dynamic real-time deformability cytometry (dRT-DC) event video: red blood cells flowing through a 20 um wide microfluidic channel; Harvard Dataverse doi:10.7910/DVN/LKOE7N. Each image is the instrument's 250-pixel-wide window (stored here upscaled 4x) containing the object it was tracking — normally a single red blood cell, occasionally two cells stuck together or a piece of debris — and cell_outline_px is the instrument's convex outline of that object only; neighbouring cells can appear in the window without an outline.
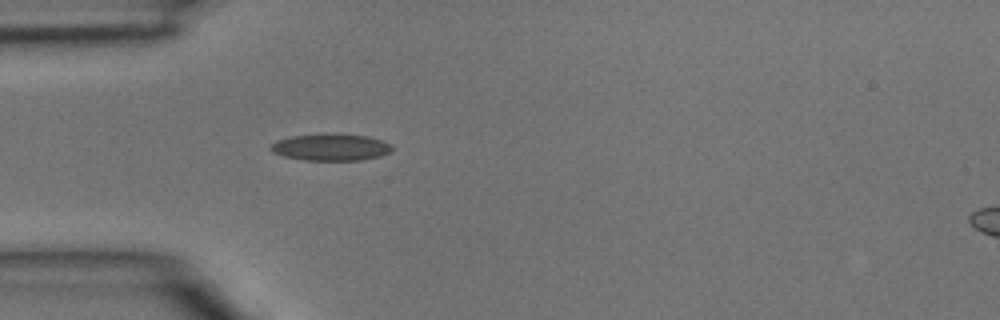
{"species": "common noctule bat (a hibernating species)", "species_latin": "Nyctalus noctula", "temperature_condition": "room temperature", "stored_images_in_passage": 32, "camera_frame_rate_fps": 3000, "um_per_image_px": 0.085, "animal": {"sex": "male", "body_mass_g": 15.6}, "frame": {"image": 1, "passage_image": 1, "time_ms": 0.0, "image_size_px": [1000, 320], "cell_outline_px": [[392, 152], [380, 156], [360, 160], [304, 160], [284, 156], [272, 152], [268, 148], [276, 140], [292, 136], [320, 132], [328, 132], [368, 136], [384, 140], [392, 144]], "centroid_in_image_um": [28.13, 12.48], "position_along_channel_um": 56.9, "area_um2": 19.54}}
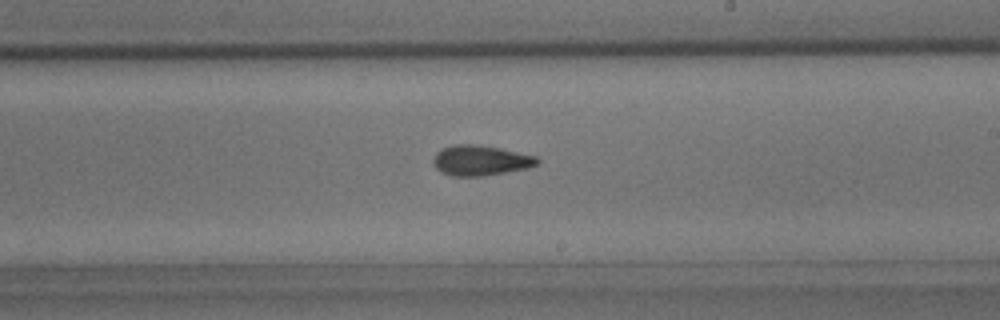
{"frame": {"image": 2, "passage_image": 14, "time_ms": 4.333, "image_size_px": [1000, 320], "cell_outline_px": [[540, 164], [528, 168], [484, 176], [452, 176], [440, 172], [436, 168], [432, 160], [436, 152], [440, 148], [452, 144], [472, 144], [500, 148], [536, 156], [540, 160]], "centroid_in_image_um": [40.83, 13.63], "position_along_channel_um": 248.2, "area_um2": 18.55}}
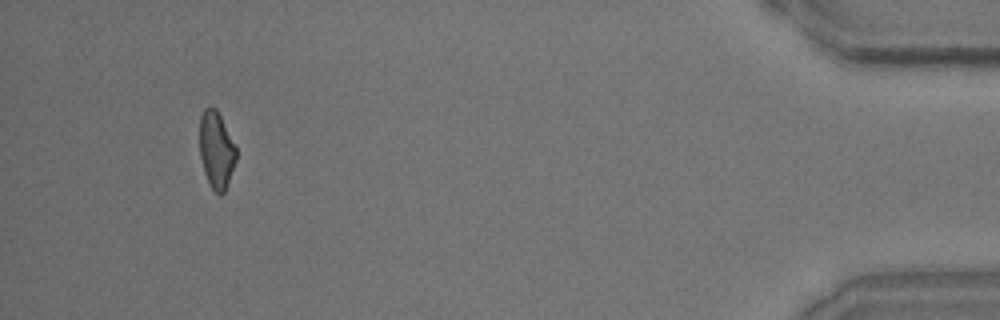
{"frame": {"image": 3, "passage_image": 30, "time_ms": 9.667, "image_size_px": [1000, 320], "cell_outline_px": [[236, 160], [224, 192], [220, 196], [212, 188], [204, 172], [200, 156], [200, 116], [204, 108], [208, 104], [216, 108], [236, 148]], "centroid_in_image_um": [18.37, 12.71], "position_along_channel_um": 416.8, "area_um2": 16.18}}